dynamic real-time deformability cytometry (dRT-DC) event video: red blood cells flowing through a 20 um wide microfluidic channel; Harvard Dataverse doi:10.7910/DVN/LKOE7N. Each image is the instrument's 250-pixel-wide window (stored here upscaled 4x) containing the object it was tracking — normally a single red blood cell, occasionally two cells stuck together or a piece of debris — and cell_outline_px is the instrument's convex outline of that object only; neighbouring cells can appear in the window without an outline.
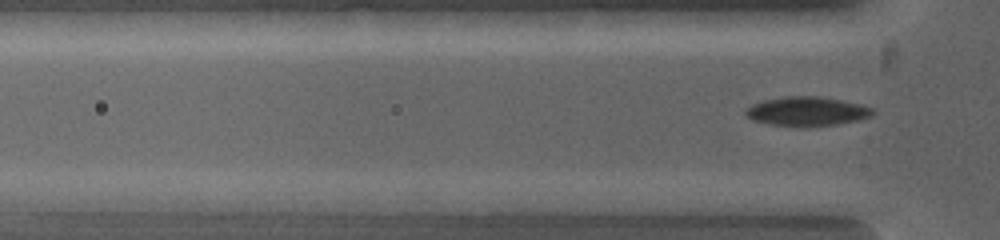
{"species": "common noctule bat (a hibernating species)", "species_latin": "Nyctalus noctula", "temperature_condition": "warm", "stored_images_in_passage": 3, "camera_frame_rate_fps": 5000, "um_per_image_px": 0.085, "animal": {"sex": "female", "body_mass_g": 19.0, "forearm_length_mm": 53.3}, "frame": {"image": 1, "passage_image": 3, "time_ms": 0.6, "image_size_px": [1000, 240], "cell_outline_px": [[876, 112], [872, 116], [860, 120], [840, 124], [808, 128], [800, 128], [768, 124], [752, 120], [744, 112], [748, 108], [756, 104], [768, 100], [788, 96], [816, 96], [840, 100], [872, 108]], "centroid_in_image_um": [68.64, 9.51], "position_along_channel_um": 57.2, "area_um2": 21.68}}